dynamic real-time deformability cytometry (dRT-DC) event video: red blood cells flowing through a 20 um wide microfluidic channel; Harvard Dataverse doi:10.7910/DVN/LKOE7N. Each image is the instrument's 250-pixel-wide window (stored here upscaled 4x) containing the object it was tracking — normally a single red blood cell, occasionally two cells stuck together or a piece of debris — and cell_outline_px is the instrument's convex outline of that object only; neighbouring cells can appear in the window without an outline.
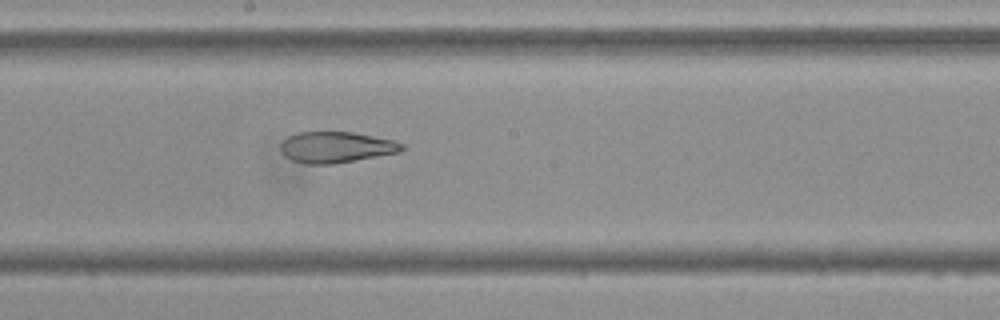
{"species": "Egyptian fruit bat (a non-hibernating species)", "species_latin": "Rousettus aegyptiacus", "temperature_condition": "cold", "stored_images_in_passage": 46, "camera_frame_rate_fps": 3000, "um_per_image_px": 0.085, "frame": {"image": 1, "passage_image": 21, "time_ms": 6.667, "image_size_px": [1000, 320], "cell_outline_px": [[408, 148], [400, 152], [332, 164], [304, 164], [292, 160], [284, 156], [280, 148], [280, 144], [288, 136], [300, 132], [352, 132], [392, 140], [404, 144]], "centroid_in_image_um": [28.57, 12.52], "position_along_channel_um": 219.6, "area_um2": 21.91}}
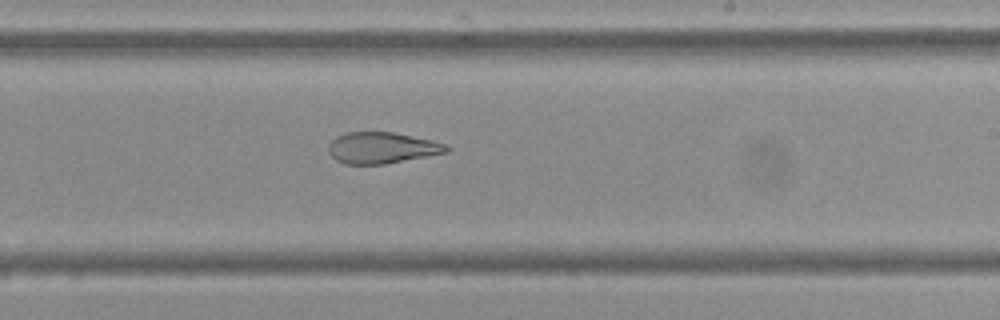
{"frame": {"image": 2, "passage_image": 24, "time_ms": 7.667, "image_size_px": [1000, 320], "cell_outline_px": [[452, 148], [448, 152], [384, 164], [344, 164], [336, 160], [328, 152], [328, 144], [336, 136], [344, 132], [392, 132], [432, 140], [444, 144]], "centroid_in_image_um": [32.43, 12.56], "position_along_channel_um": 256.6, "area_um2": 21.5}}
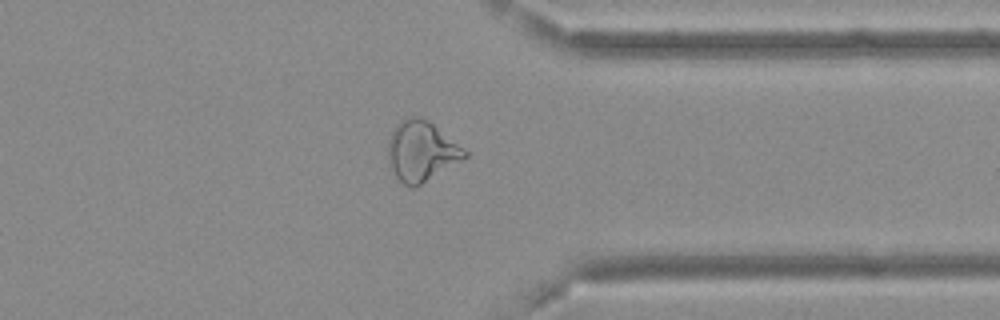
{"frame": {"image": 3, "passage_image": 34, "time_ms": 11.0, "image_size_px": [1000, 320], "cell_outline_px": [[468, 156], [416, 188], [412, 188], [404, 184], [396, 176], [392, 168], [388, 156], [388, 140], [392, 128], [396, 124], [408, 116], [420, 116], [428, 120], [464, 148], [468, 152]], "centroid_in_image_um": [35.81, 12.84], "position_along_channel_um": 375.6, "area_um2": 26.88}, "authors_computed_cell_mechanics": {"area_um2": 26.9637, "velocity_mm_per_s": 3.7045, "shape_relaxation_time_tau1_ms": null, "shape_relaxation_time_tau2_ms": 3.8568, "deformation_change_tau1": null, "deformation_change_tau2": 0.1308}}